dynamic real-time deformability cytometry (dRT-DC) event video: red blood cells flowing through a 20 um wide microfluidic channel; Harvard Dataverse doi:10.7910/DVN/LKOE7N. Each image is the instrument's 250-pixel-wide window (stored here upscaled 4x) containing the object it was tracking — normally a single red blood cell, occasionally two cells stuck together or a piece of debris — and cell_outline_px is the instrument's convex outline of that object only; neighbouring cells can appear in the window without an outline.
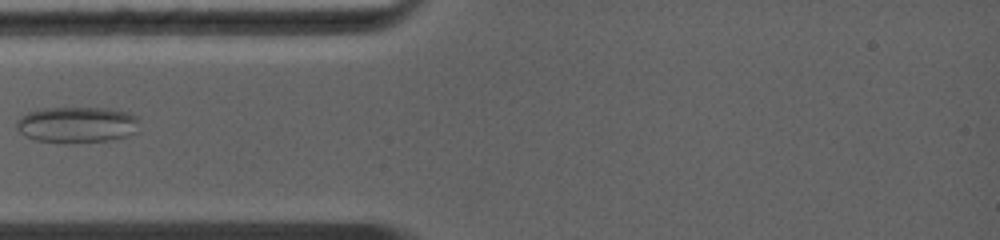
{"species": "common noctule bat (a hibernating species)", "species_latin": "Nyctalus noctula", "temperature_condition": "warm", "stored_images_in_passage": 8, "camera_frame_rate_fps": 5000, "um_per_image_px": 0.085, "animal": {"sex": "female", "body_mass_g": 19.0, "forearm_length_mm": 56.7}, "frame": {"image": 1, "passage_image": 8, "time_ms": 3.2, "image_size_px": [1000, 240], "cell_outline_px": [[140, 120], [136, 132], [112, 140], [64, 144], [36, 140], [24, 136], [16, 128], [16, 120], [20, 116], [28, 112], [40, 108], [108, 108], [128, 112], [136, 116]], "centroid_in_image_um": [6.51, 10.61], "position_along_channel_um": 78.5, "area_um2": 26.3}}